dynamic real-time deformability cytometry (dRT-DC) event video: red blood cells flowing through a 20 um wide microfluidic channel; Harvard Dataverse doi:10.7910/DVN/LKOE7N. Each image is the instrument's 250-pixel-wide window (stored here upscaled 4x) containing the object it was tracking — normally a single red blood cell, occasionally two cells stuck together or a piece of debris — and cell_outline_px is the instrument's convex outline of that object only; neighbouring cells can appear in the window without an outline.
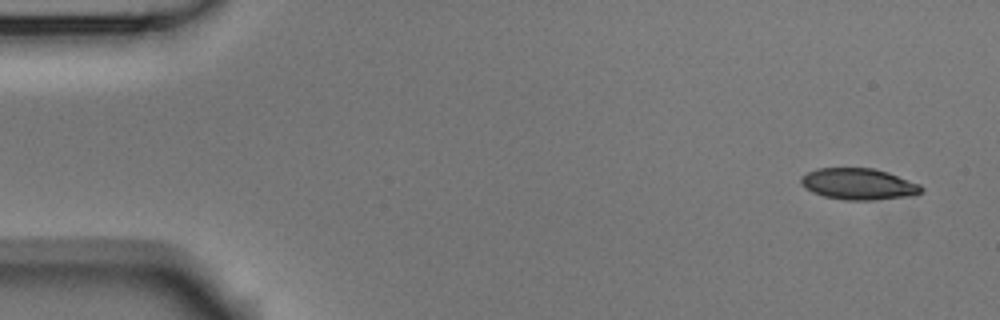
{"species": "Egyptian fruit bat (a non-hibernating species)", "species_latin": "Rousettus aegyptiacus", "temperature_condition": "room temperature", "stored_images_in_passage": 6, "camera_frame_rate_fps": 3000, "um_per_image_px": 0.085, "animal": {"sex": "male"}, "frame": {"image": 1, "passage_image": 1, "time_ms": 0.0, "image_size_px": [1000, 320], "cell_outline_px": [[924, 192], [916, 196], [872, 200], [844, 200], [824, 196], [812, 192], [804, 188], [800, 184], [800, 176], [816, 168], [872, 168], [888, 172], [920, 184], [924, 188]], "centroid_in_image_um": [73.0, 15.65], "position_along_channel_um": 12.0, "area_um2": 22.37}}
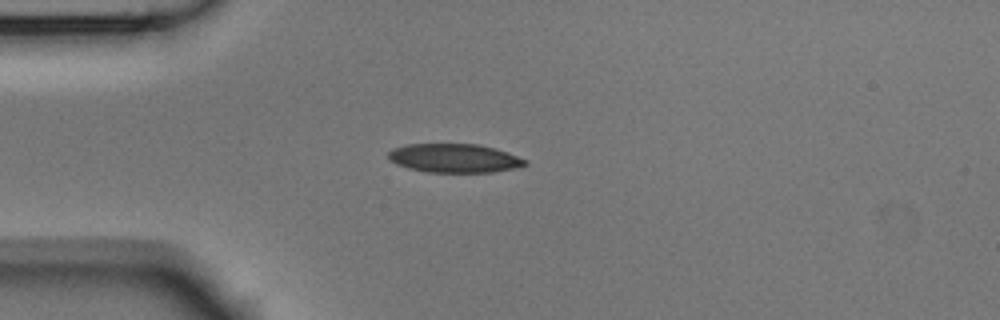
{"frame": {"image": 2, "passage_image": 4, "time_ms": 1.0, "image_size_px": [1000, 320], "cell_outline_px": [[528, 164], [512, 168], [492, 172], [428, 172], [408, 168], [396, 164], [388, 160], [388, 152], [392, 148], [408, 144], [480, 144], [496, 148], [508, 152], [528, 160]], "centroid_in_image_um": [38.61, 13.43], "position_along_channel_um": 46.4, "area_um2": 23.06}}
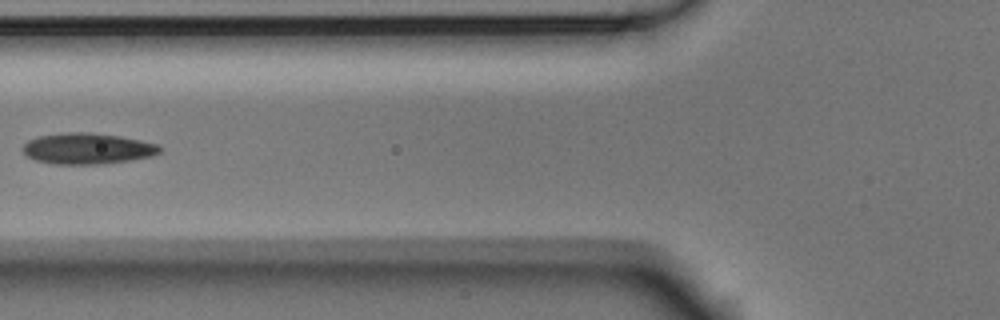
{"frame": {"image": 3, "passage_image": 6, "time_ms": 1.667, "image_size_px": [1000, 320], "cell_outline_px": [[164, 148], [160, 152], [152, 156], [104, 164], [52, 164], [36, 160], [28, 156], [24, 152], [24, 144], [28, 140], [40, 136], [68, 132], [88, 132], [120, 136], [160, 144]], "centroid_in_image_um": [7.48, 12.63], "position_along_channel_um": 118.3, "area_um2": 24.74}}